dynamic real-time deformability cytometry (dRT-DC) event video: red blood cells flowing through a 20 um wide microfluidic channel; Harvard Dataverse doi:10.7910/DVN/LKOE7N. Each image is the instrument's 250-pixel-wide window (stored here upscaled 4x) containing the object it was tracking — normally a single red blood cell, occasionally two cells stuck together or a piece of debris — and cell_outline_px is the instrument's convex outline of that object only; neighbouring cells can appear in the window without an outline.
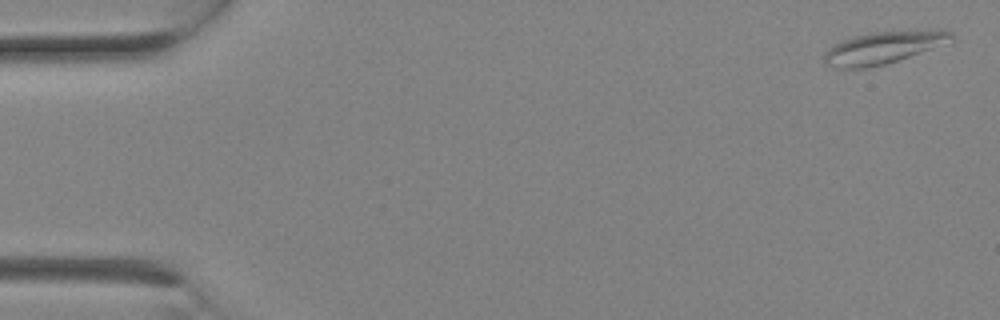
{"species": "Egyptian fruit bat (a non-hibernating species)", "species_latin": "Rousettus aegyptiacus", "temperature_condition": "room temperature", "stored_images_in_passage": 3, "camera_frame_rate_fps": 3000, "um_per_image_px": 0.085, "animal": {"sex": "female"}, "frame": {"image": 1, "passage_image": 1, "time_ms": 0.0, "image_size_px": [1000, 320], "cell_outline_px": [[956, 40], [884, 64], [868, 68], [836, 68], [824, 64], [824, 52], [828, 48], [852, 36], [872, 32], [940, 28], [952, 32]], "centroid_in_image_um": [75.12, 4.01], "position_along_channel_um": 9.9, "area_um2": 24.1}}